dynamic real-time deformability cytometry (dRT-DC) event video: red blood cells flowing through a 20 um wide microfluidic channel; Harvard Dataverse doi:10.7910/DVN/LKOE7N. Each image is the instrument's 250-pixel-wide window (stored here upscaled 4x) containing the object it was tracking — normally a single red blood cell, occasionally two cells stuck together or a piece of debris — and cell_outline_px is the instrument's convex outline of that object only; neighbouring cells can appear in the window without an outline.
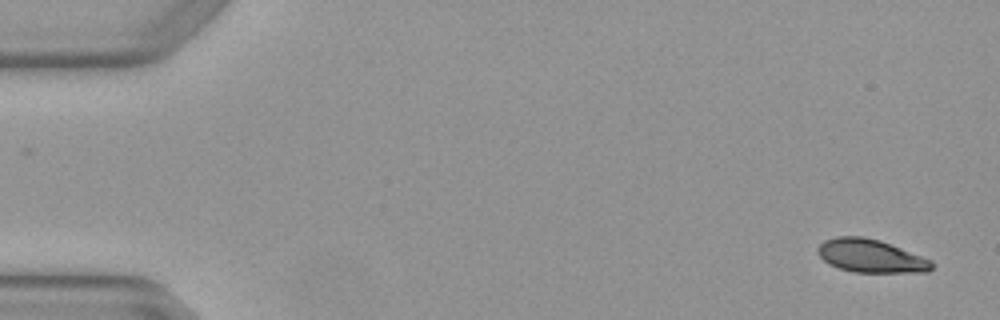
{"species": "Egyptian fruit bat (a non-hibernating species)", "species_latin": "Rousettus aegyptiacus", "temperature_condition": "warm", "stored_images_in_passage": 5, "camera_frame_rate_fps": 3000, "um_per_image_px": 0.085, "animal": {"sex": "female"}, "frame": {"image": 1, "passage_image": 1, "time_ms": 0.0, "image_size_px": [1000, 320], "cell_outline_px": [[936, 264], [928, 272], [852, 272], [828, 264], [816, 252], [816, 248], [824, 240], [836, 236], [864, 236], [880, 240], [932, 260]], "centroid_in_image_um": [74.01, 21.75], "position_along_channel_um": 11.0, "area_um2": 22.2}}
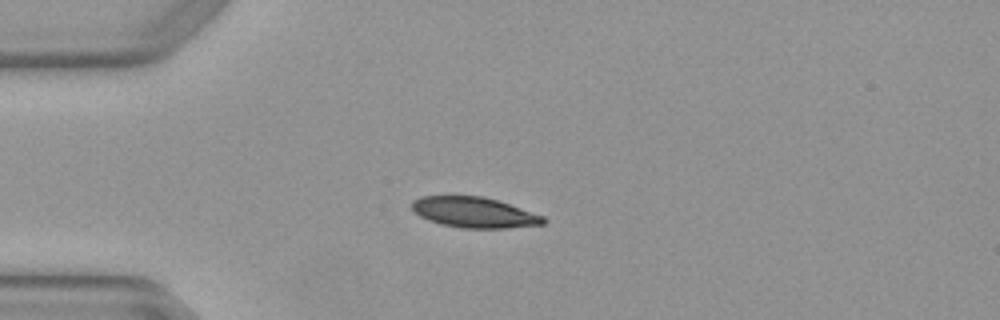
{"frame": {"image": 2, "passage_image": 4, "time_ms": 1.0, "image_size_px": [1000, 320], "cell_outline_px": [[548, 220], [544, 224], [508, 228], [464, 228], [440, 224], [428, 220], [420, 216], [412, 208], [412, 200], [420, 196], [480, 196], [496, 200], [544, 216]], "centroid_in_image_um": [40.3, 18.06], "position_along_channel_um": 44.7, "area_um2": 23.24}}